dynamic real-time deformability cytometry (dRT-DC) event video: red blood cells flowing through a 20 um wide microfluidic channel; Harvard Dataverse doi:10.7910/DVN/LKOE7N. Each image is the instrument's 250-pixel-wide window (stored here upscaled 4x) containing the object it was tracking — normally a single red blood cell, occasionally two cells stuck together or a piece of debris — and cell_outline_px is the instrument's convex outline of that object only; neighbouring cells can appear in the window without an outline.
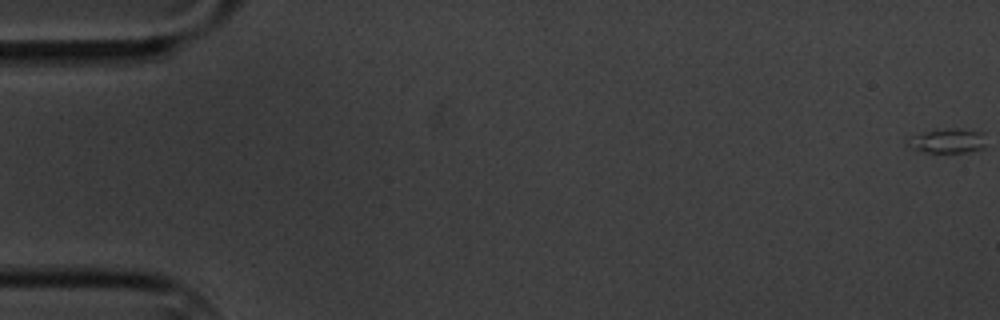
{"species": "common noctule bat (a hibernating species)", "species_latin": "Nyctalus noctula", "temperature_condition": "cold", "stored_images_in_passage": 6, "camera_frame_rate_fps": 3000, "um_per_image_px": 0.085, "animal": {"sex": "male", "body_mass_g": 20.1, "forearm_length_mm": 53.5}, "frame": {"image": 1, "passage_image": 1, "time_ms": 0.0, "image_size_px": [1000, 320], "cell_outline_px": [[984, 148], [968, 152], [924, 152], [912, 148], [904, 140], [924, 132], [936, 128], [960, 128], [984, 132]], "centroid_in_image_um": [80.56, 11.95], "position_along_channel_um": 4.4, "area_um2": 11.33}}